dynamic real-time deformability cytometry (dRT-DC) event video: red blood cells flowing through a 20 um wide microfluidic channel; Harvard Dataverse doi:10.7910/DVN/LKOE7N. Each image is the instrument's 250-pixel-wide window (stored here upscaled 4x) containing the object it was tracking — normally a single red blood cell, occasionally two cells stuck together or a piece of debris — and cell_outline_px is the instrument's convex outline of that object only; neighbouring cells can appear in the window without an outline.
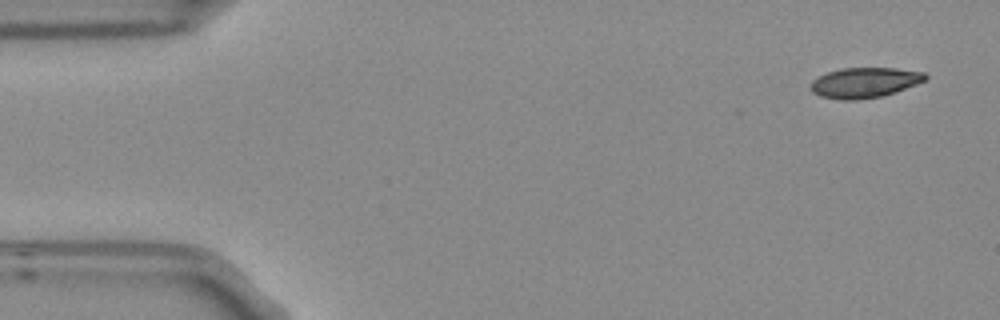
{"species": "Egyptian fruit bat (a non-hibernating species)", "species_latin": "Rousettus aegyptiacus", "temperature_condition": "room temperature", "stored_images_in_passage": 6, "camera_frame_rate_fps": 3000, "um_per_image_px": 0.085, "frame": {"image": 1, "passage_image": 1, "time_ms": 0.0, "image_size_px": [1000, 320], "cell_outline_px": [[928, 80], [896, 92], [880, 96], [856, 100], [840, 100], [820, 96], [812, 92], [808, 88], [812, 80], [828, 72], [840, 68], [896, 68], [924, 72], [928, 76]], "centroid_in_image_um": [73.49, 7.02], "position_along_channel_um": 11.5, "area_um2": 20.4}}
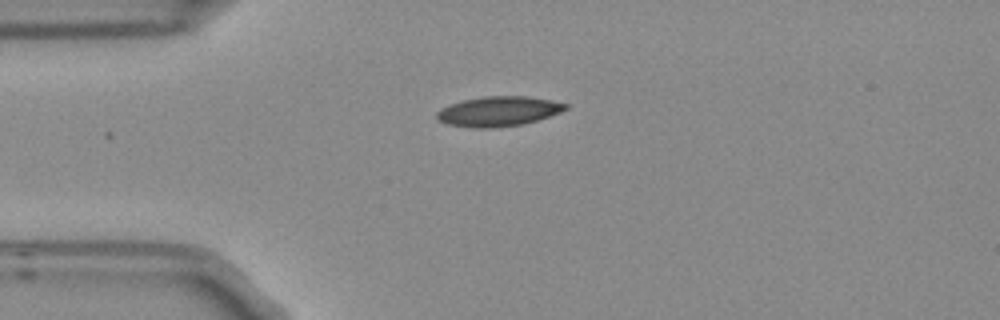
{"frame": {"image": 2, "passage_image": 4, "time_ms": 1.0, "image_size_px": [1000, 320], "cell_outline_px": [[568, 108], [560, 112], [536, 120], [520, 124], [488, 128], [472, 128], [448, 124], [440, 120], [436, 116], [436, 112], [440, 108], [464, 100], [484, 96], [528, 96], [552, 100], [568, 104]], "centroid_in_image_um": [42.37, 9.45], "position_along_channel_um": 42.6, "area_um2": 22.14}}
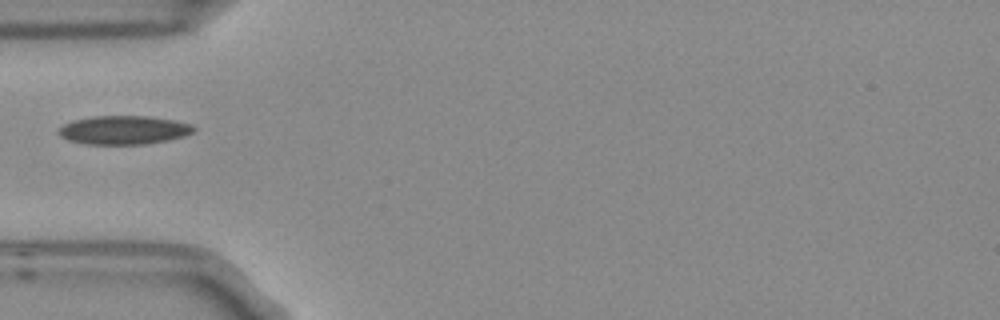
{"frame": {"image": 3, "passage_image": 5, "time_ms": 1.333, "image_size_px": [1000, 320], "cell_outline_px": [[196, 132], [184, 136], [168, 140], [144, 144], [84, 144], [68, 140], [60, 136], [56, 132], [64, 124], [72, 120], [92, 116], [148, 116], [176, 120], [192, 124], [196, 128]], "centroid_in_image_um": [10.54, 11.05], "position_along_channel_um": 74.5, "area_um2": 22.83}}